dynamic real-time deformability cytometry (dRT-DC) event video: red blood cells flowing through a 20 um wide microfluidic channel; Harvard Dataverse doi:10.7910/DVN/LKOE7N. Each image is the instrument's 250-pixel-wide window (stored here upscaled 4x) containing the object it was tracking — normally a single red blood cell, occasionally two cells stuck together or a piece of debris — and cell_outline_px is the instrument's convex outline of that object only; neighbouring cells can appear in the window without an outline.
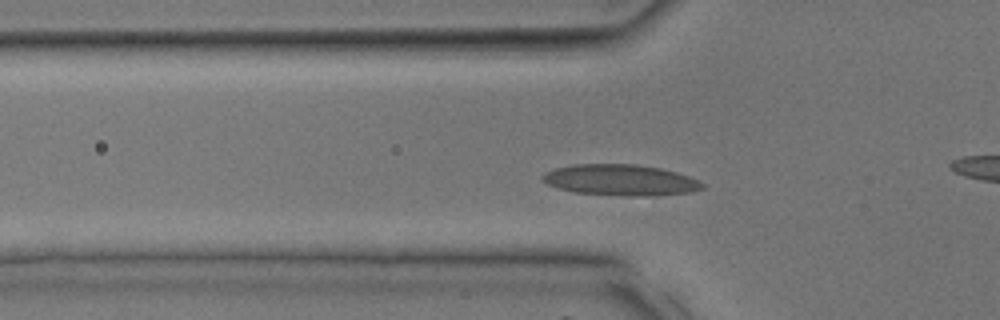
{"species": "common noctule bat (a hibernating species)", "species_latin": "Nyctalus noctula", "temperature_condition": "room temperature", "stored_images_in_passage": 34, "camera_frame_rate_fps": 3000, "um_per_image_px": 0.085, "animal": {"sex": "male", "body_mass_g": 17.9, "forearm_length_mm": 54.2}, "frame": {"image": 1, "passage_image": 8, "time_ms": 2.333, "image_size_px": [1000, 320], "cell_outline_px": [[704, 188], [688, 192], [652, 196], [628, 196], [576, 192], [556, 188], [540, 180], [540, 176], [544, 172], [552, 168], [572, 164], [636, 164], [660, 168], [676, 172], [688, 176], [704, 184]], "centroid_in_image_um": [52.66, 15.29], "position_along_channel_um": 73.1, "area_um2": 29.02}}
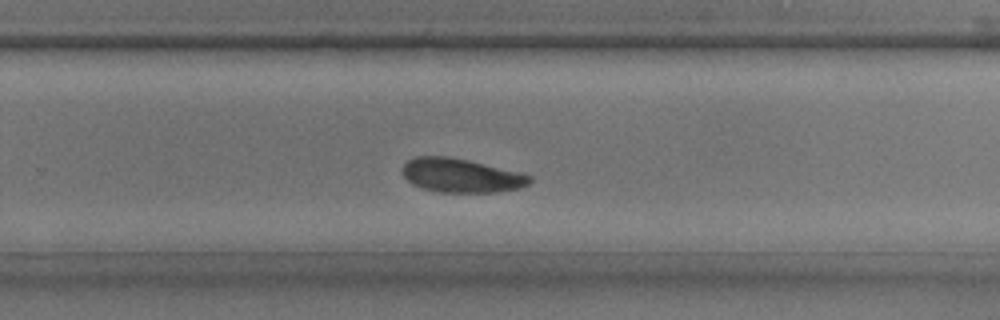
{"frame": {"image": 2, "passage_image": 20, "time_ms": 6.333, "image_size_px": [1000, 320], "cell_outline_px": [[532, 180], [528, 184], [520, 188], [496, 192], [440, 192], [424, 188], [412, 184], [400, 172], [400, 168], [408, 160], [416, 156], [448, 156], [468, 160], [532, 176]], "centroid_in_image_um": [39.14, 14.91], "position_along_channel_um": 290.7, "area_um2": 24.97}}
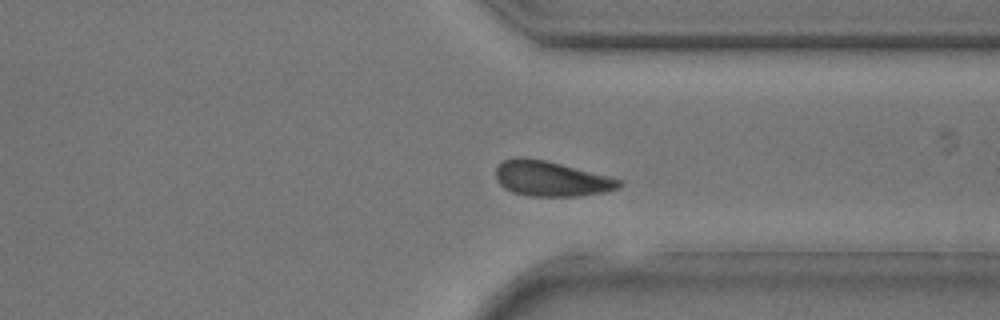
{"frame": {"image": 3, "passage_image": 24, "time_ms": 7.667, "image_size_px": [1000, 320], "cell_outline_px": [[624, 184], [620, 188], [604, 192], [580, 196], [528, 196], [512, 192], [504, 188], [496, 180], [496, 168], [504, 160], [512, 156], [524, 156], [544, 160], [608, 176], [620, 180]], "centroid_in_image_um": [46.81, 15.19], "position_along_channel_um": 364.6, "area_um2": 25.32}}